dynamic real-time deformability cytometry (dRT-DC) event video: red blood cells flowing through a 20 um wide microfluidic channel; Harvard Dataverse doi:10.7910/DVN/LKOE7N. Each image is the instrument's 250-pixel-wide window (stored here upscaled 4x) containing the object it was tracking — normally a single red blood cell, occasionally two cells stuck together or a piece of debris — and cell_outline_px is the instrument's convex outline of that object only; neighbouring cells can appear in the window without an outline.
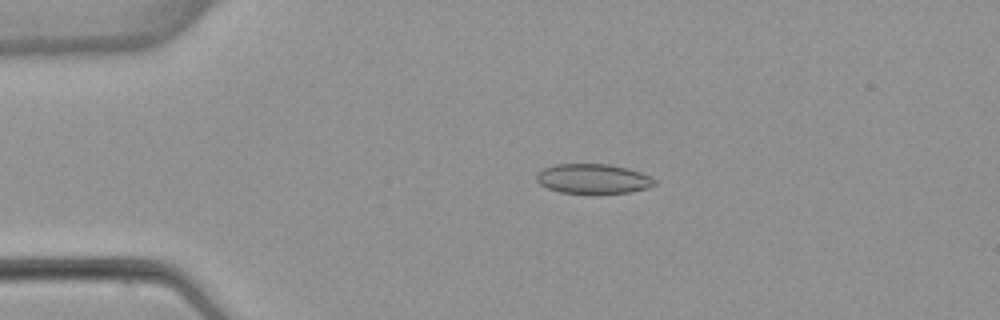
{"species": "common noctule bat (a hibernating species)", "species_latin": "Nyctalus noctula", "temperature_condition": "warm", "stored_images_in_passage": 3, "camera_frame_rate_fps": 3000, "um_per_image_px": 0.085, "animal": {"sex": "female", "body_mass_g": 22.7, "forearm_length_mm": 54.2}, "frame": {"image": 1, "passage_image": 2, "time_ms": 3.0, "image_size_px": [1000, 320], "cell_outline_px": [[656, 184], [648, 188], [628, 192], [560, 192], [548, 188], [540, 184], [536, 180], [536, 176], [544, 168], [556, 164], [608, 164], [628, 168], [652, 176], [656, 180]], "centroid_in_image_um": [50.45, 15.17], "position_along_channel_um": 34.6, "area_um2": 20.11}}